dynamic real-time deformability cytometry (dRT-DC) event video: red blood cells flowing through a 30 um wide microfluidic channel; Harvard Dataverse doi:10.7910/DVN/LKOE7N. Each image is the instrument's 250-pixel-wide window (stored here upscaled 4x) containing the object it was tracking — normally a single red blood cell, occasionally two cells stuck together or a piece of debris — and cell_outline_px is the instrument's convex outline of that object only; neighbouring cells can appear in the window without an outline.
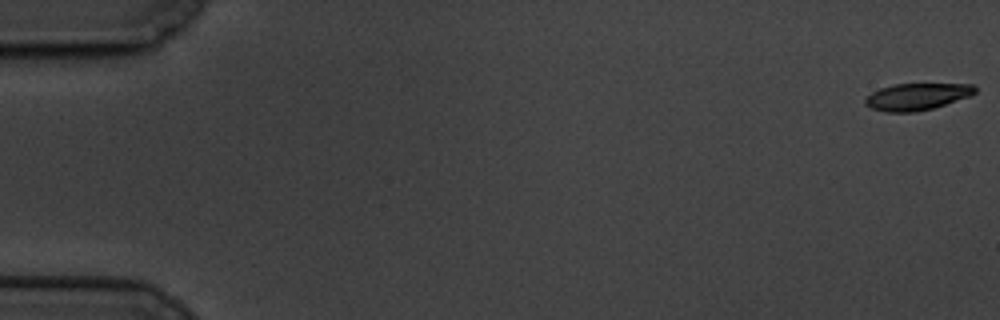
{"species": "common noctule bat (a hibernating species)", "species_latin": "Nyctalus noctula", "temperature_condition": "cold", "stored_images_in_passage": 60, "camera_frame_rate_fps": 3000, "um_per_image_px": 0.085, "animal": {"sex": "male", "body_mass_g": 19.5, "forearm_length_mm": 54.6}, "frame": {"image": 1, "passage_image": 1, "time_ms": 0.0, "image_size_px": [1000, 320], "cell_outline_px": [[976, 92], [968, 96], [932, 108], [916, 112], [888, 112], [872, 108], [864, 104], [864, 100], [872, 92], [880, 88], [896, 84], [972, 84], [976, 88]], "centroid_in_image_um": [77.91, 8.21], "position_along_channel_um": 7.1, "area_um2": 16.88}}
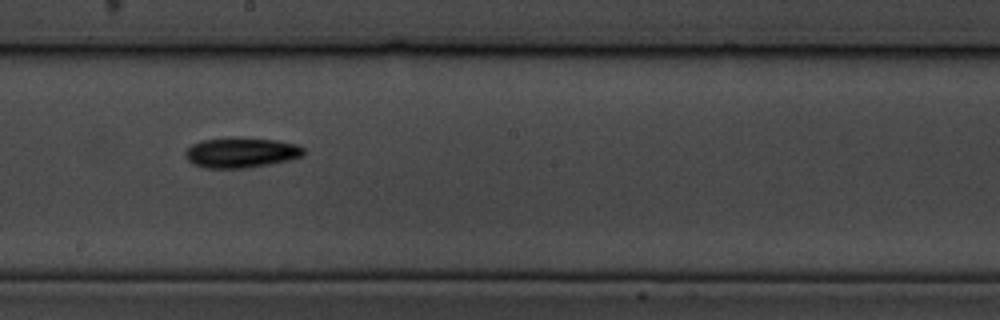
{"frame": {"image": 2, "passage_image": 34, "time_ms": 11.0, "image_size_px": [1000, 320], "cell_outline_px": [[304, 156], [288, 160], [268, 164], [244, 168], [204, 168], [188, 160], [184, 152], [192, 144], [200, 140], [240, 136], [276, 140], [296, 144], [304, 148]], "centroid_in_image_um": [20.5, 12.95], "position_along_channel_um": 227.7, "area_um2": 20.98}}
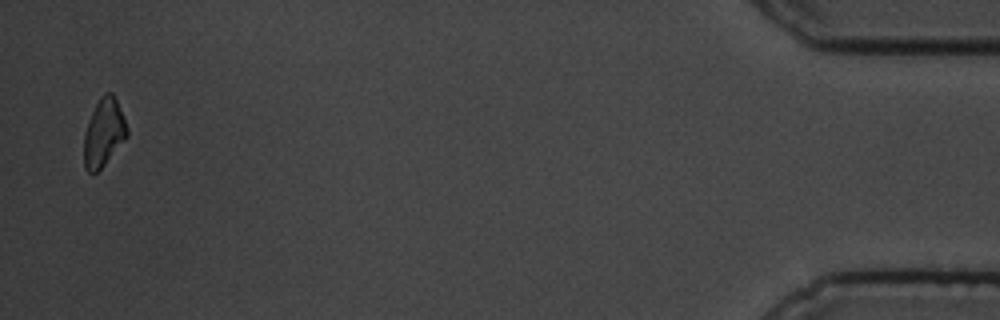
{"frame": {"image": 3, "passage_image": 59, "time_ms": 19.333, "image_size_px": [1000, 320], "cell_outline_px": [[128, 136], [104, 164], [96, 172], [88, 172], [84, 168], [84, 132], [92, 112], [100, 96], [104, 92], [112, 92], [124, 116], [128, 128]], "centroid_in_image_um": [8.82, 11.25], "position_along_channel_um": 426.4, "area_um2": 16.94}, "authors_computed_cell_mechanics": {"area_um2": 18.6694, "velocity_mm_per_s": 3.3949, "shape_relaxation_time_tau1_ms": 2.9748, "shape_relaxation_time_tau2_ms": null, "deformation_change_tau1": 0.1231, "deformation_change_tau2": null}}